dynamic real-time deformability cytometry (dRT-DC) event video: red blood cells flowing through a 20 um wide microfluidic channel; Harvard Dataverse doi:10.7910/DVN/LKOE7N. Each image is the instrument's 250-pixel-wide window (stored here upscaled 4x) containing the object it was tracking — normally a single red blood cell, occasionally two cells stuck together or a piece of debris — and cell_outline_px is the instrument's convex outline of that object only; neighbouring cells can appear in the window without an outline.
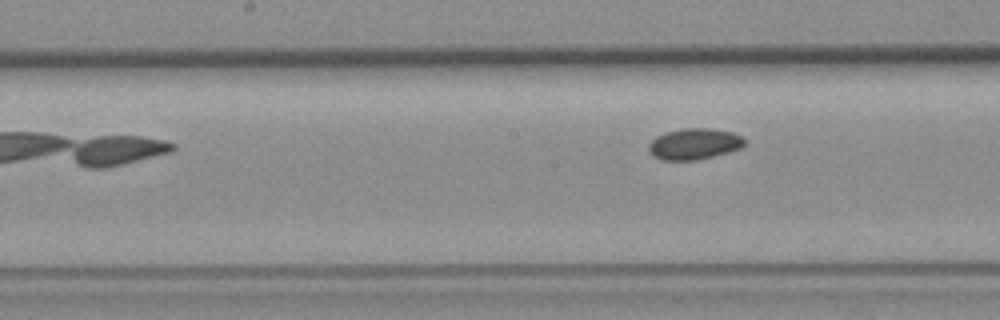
{"species": "common noctule bat (a hibernating species)", "species_latin": "Nyctalus noctula", "temperature_condition": "room temperature", "stored_images_in_passage": 8, "camera_frame_rate_fps": 3000, "um_per_image_px": 0.085, "animal": {"sex": "female", "body_mass_g": 19.3, "forearm_length_mm": 54.1}, "frame": {"image": 1, "passage_image": 8, "time_ms": 8.333, "image_size_px": [1000, 320], "cell_outline_px": [[744, 144], [740, 148], [728, 152], [696, 160], [660, 160], [648, 148], [648, 144], [656, 136], [664, 132], [684, 128], [708, 128], [732, 132], [744, 136]], "centroid_in_image_um": [59.01, 12.22], "position_along_channel_um": 189.2, "area_um2": 17.28}}